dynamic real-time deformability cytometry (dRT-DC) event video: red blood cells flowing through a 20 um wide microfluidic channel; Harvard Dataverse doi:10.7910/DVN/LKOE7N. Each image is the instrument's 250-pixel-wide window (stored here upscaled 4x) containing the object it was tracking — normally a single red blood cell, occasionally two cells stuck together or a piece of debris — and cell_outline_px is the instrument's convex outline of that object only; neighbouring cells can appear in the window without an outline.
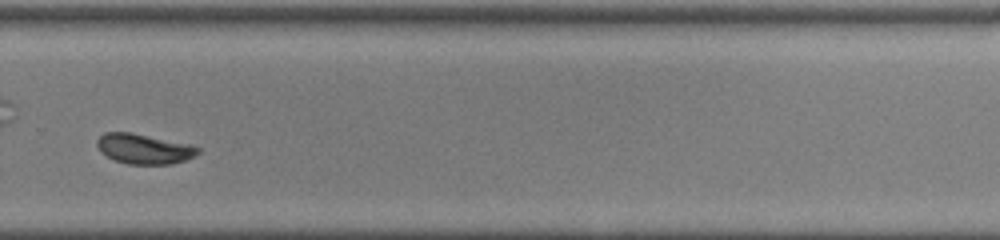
{"species": "common noctule bat (a hibernating species)", "species_latin": "Nyctalus noctula", "temperature_condition": "room temperature", "stored_images_in_passage": 49, "camera_frame_rate_fps": 3000, "um_per_image_px": 0.085, "animal": {"sex": "female", "body_mass_g": 22.0, "forearm_length_mm": 56.7}, "frame": {"image": 1, "passage_image": 35, "time_ms": 11.333, "image_size_px": [1000, 240], "cell_outline_px": [[200, 152], [184, 160], [172, 164], [128, 164], [116, 160], [100, 152], [96, 144], [96, 140], [104, 132], [132, 132], [188, 144], [200, 148]], "centroid_in_image_um": [12.2, 12.64], "position_along_channel_um": 317.6, "area_um2": 17.51}, "authors_computed_cell_mechanics": {"area_um2": 18.6116, "velocity_mm_per_s": 4.0162, "shape_relaxation_time_tau1_ms": 5.0144, "shape_relaxation_time_tau2_ms": 0.6437, "deformation_change_tau1": 0.1274, "deformation_change_tau2": 0.018}}